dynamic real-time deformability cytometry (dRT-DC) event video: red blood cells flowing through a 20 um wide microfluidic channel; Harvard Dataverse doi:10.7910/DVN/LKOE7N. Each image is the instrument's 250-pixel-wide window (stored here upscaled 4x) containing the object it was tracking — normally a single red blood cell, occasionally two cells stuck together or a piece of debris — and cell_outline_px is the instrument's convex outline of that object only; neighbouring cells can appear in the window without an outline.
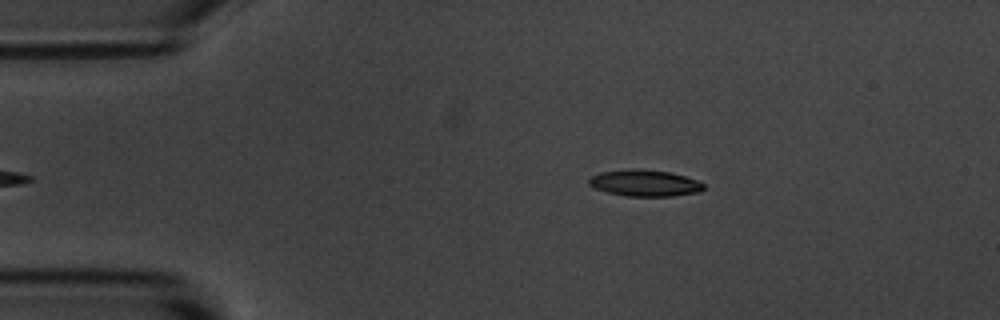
{"species": "common noctule bat (a hibernating species)", "species_latin": "Nyctalus noctula", "temperature_condition": "room temperature", "stored_images_in_passage": 41, "camera_frame_rate_fps": 3000, "um_per_image_px": 0.085, "animal": {"sex": "male", "body_mass_g": 20.1, "forearm_length_mm": 53.5}, "frame": {"image": 1, "passage_image": 4, "time_ms": 1.0, "image_size_px": [1000, 320], "cell_outline_px": [[704, 188], [700, 192], [672, 196], [628, 196], [608, 192], [596, 188], [588, 184], [588, 180], [592, 176], [600, 172], [632, 168], [668, 172], [684, 176], [696, 180], [704, 184]], "centroid_in_image_um": [54.8, 15.56], "position_along_channel_um": 30.2, "area_um2": 17.51}}
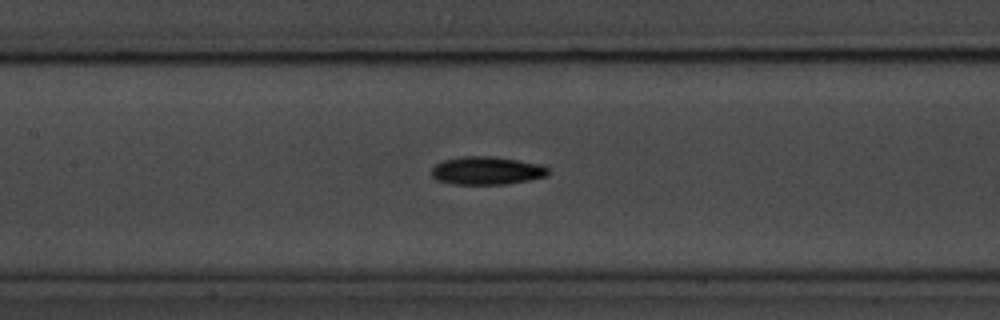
{"frame": {"image": 2, "passage_image": 19, "time_ms": 6.0, "image_size_px": [1000, 320], "cell_outline_px": [[552, 172], [548, 176], [508, 184], [452, 184], [436, 180], [432, 176], [432, 168], [436, 164], [444, 160], [460, 156], [488, 156], [516, 160], [540, 164], [548, 168]], "centroid_in_image_um": [41.38, 14.51], "position_along_channel_um": 166.0, "area_um2": 19.13}}
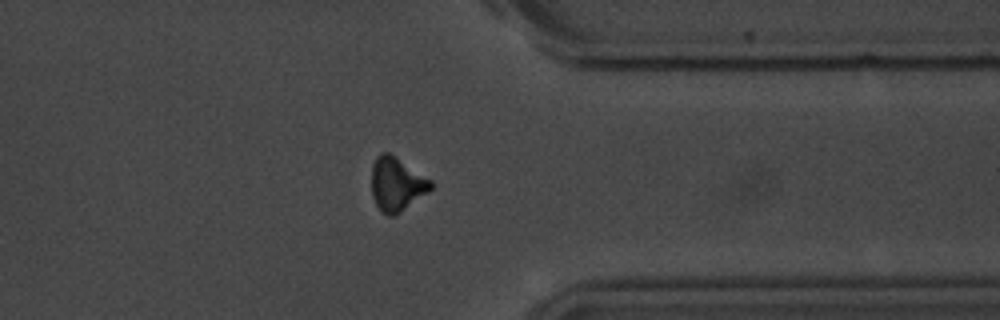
{"frame": {"image": 3, "passage_image": 37, "time_ms": 12.0, "image_size_px": [1000, 320], "cell_outline_px": [[432, 188], [428, 192], [400, 212], [392, 216], [388, 216], [380, 212], [372, 196], [372, 164], [376, 156], [380, 152], [388, 152], [432, 180]], "centroid_in_image_um": [33.7, 15.65], "position_along_channel_um": 377.7, "area_um2": 18.5}, "authors_computed_cell_mechanics": {"area_um2": 18.3804, "velocity_mm_per_s": 3.6426, "shape_relaxation_time_tau1_ms": 2.582, "shape_relaxation_time_tau2_ms": null, "deformation_change_tau1": 0.1121, "deformation_change_tau2": null}}